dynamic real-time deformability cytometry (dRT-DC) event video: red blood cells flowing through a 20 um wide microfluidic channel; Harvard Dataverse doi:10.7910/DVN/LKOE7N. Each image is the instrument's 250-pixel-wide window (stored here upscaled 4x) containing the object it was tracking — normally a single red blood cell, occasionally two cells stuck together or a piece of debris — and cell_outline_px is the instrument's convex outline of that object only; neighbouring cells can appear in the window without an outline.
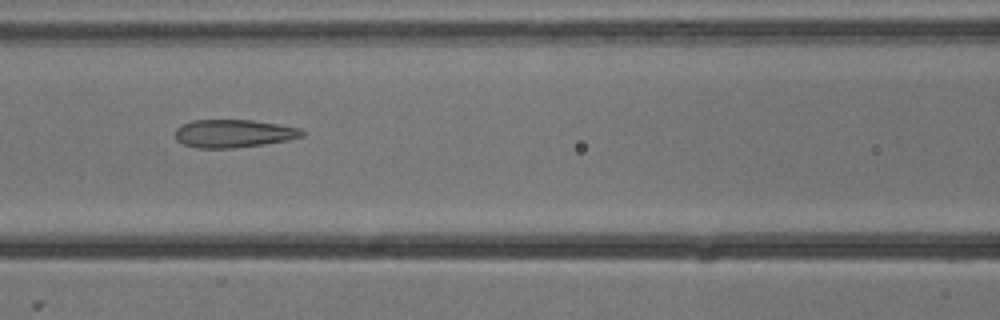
{"species": "common noctule bat (a hibernating species)", "species_latin": "Nyctalus noctula", "temperature_condition": "cold", "stored_images_in_passage": 9, "camera_frame_rate_fps": 3000, "um_per_image_px": 0.085, "animal": {"sex": "male", "body_mass_g": 13.3}, "frame": {"image": 1, "passage_image": 7, "time_ms": 2.0, "image_size_px": [1000, 320], "cell_outline_px": [[304, 136], [288, 140], [264, 144], [232, 148], [200, 148], [184, 144], [176, 140], [176, 128], [180, 124], [192, 120], [252, 120], [280, 124], [300, 128], [304, 132]], "centroid_in_image_um": [19.86, 11.34], "position_along_channel_um": 146.7, "area_um2": 20.75}}
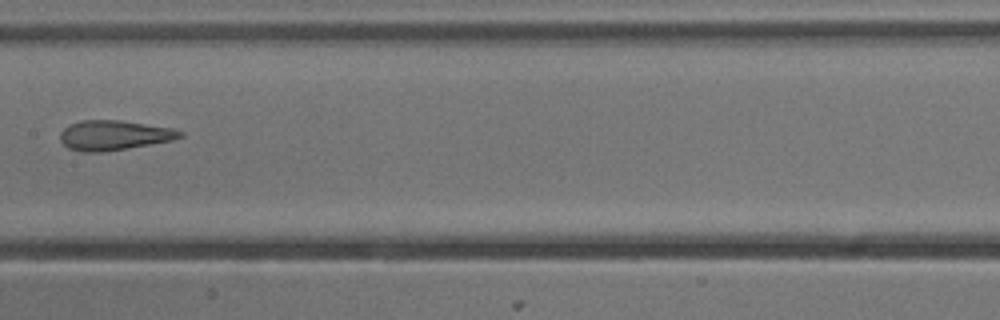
{"frame": {"image": 2, "passage_image": 8, "time_ms": 2.333, "image_size_px": [1000, 320], "cell_outline_px": [[184, 136], [172, 140], [128, 148], [100, 152], [84, 152], [68, 148], [60, 140], [60, 132], [64, 128], [80, 120], [120, 120], [172, 128], [184, 132]], "centroid_in_image_um": [9.69, 11.49], "position_along_channel_um": 197.7, "area_um2": 20.69}}
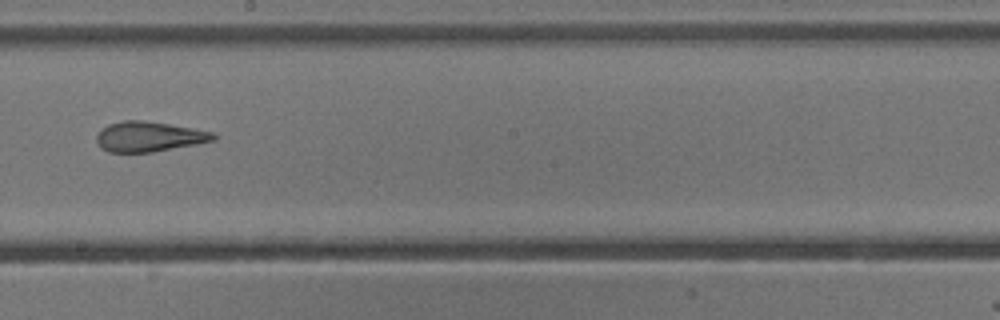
{"frame": {"image": 3, "passage_image": 9, "time_ms": 2.667, "image_size_px": [1000, 320], "cell_outline_px": [[216, 140], [196, 144], [152, 152], [108, 152], [100, 148], [96, 140], [96, 132], [100, 128], [108, 124], [124, 120], [144, 120], [192, 128], [212, 132], [216, 136]], "centroid_in_image_um": [12.6, 11.61], "position_along_channel_um": 235.6, "area_um2": 20.58}}